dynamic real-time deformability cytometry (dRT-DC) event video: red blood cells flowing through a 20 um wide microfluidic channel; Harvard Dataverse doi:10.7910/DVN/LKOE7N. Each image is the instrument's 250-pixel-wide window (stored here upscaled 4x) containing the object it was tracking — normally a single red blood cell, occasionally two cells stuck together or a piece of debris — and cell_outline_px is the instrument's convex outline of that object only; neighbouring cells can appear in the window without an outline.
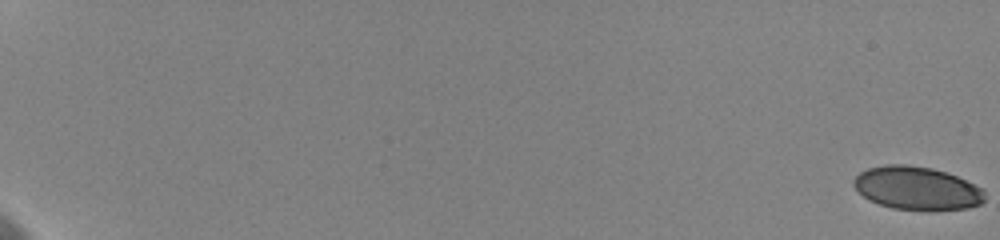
{"species": "human", "species_latin": "Homo sapiens", "temperature_condition": "cold", "stored_images_in_passage": 18, "camera_frame_rate_fps": 3000, "um_per_image_px": 0.085, "donor": {"sex": "female"}, "frame": {"image": 1, "passage_image": 1, "time_ms": 0.0, "image_size_px": [1000, 240], "cell_outline_px": [[984, 200], [980, 204], [968, 208], [892, 208], [868, 200], [852, 184], [852, 180], [860, 172], [868, 168], [884, 164], [904, 164], [932, 168], [956, 176], [980, 188], [984, 192]], "centroid_in_image_um": [77.87, 15.96], "position_along_channel_um": 7.1, "area_um2": 32.14}}
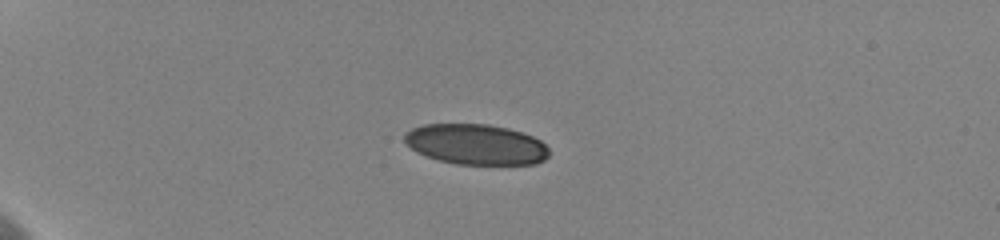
{"frame": {"image": 2, "passage_image": 13, "time_ms": 6.0, "image_size_px": [1000, 240], "cell_outline_px": [[548, 156], [544, 160], [536, 164], [456, 164], [440, 160], [416, 152], [404, 140], [404, 132], [412, 128], [424, 124], [488, 124], [508, 128], [532, 136], [540, 140], [548, 148]], "centroid_in_image_um": [40.45, 12.27], "position_along_channel_um": 44.5, "area_um2": 33.99}}